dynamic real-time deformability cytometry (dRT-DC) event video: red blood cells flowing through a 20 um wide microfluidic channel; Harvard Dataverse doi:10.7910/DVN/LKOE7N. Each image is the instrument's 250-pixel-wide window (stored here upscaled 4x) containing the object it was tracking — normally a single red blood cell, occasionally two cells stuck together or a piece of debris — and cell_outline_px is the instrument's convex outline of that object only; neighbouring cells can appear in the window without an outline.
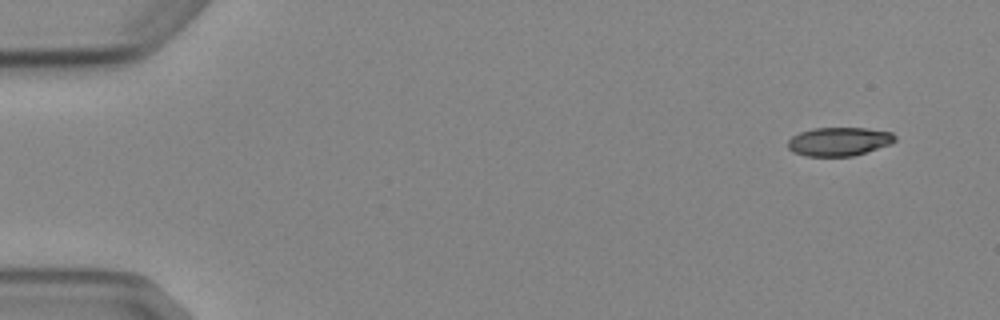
{"species": "Egyptian fruit bat (a non-hibernating species)", "species_latin": "Rousettus aegyptiacus", "temperature_condition": "cold", "stored_images_in_passage": 6, "camera_frame_rate_fps": 3000, "um_per_image_px": 0.085, "animal": {"sex": "female"}, "frame": {"image": 1, "passage_image": 1, "time_ms": 0.0, "image_size_px": [1000, 320], "cell_outline_px": [[896, 140], [892, 144], [852, 156], [804, 156], [792, 152], [788, 148], [788, 140], [792, 136], [800, 132], [812, 128], [868, 128], [892, 132], [896, 136]], "centroid_in_image_um": [71.32, 12.03], "position_along_channel_um": 13.7, "area_um2": 18.03}}
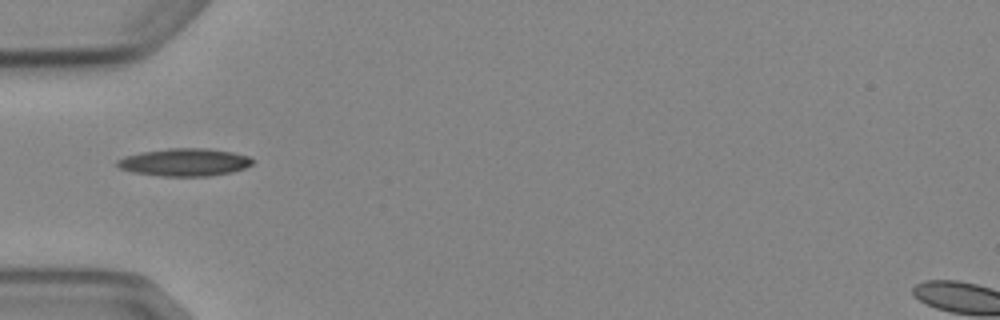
{"frame": {"image": 2, "passage_image": 5, "time_ms": 4.667, "image_size_px": [1000, 320], "cell_outline_px": [[252, 164], [244, 168], [232, 172], [208, 176], [160, 176], [132, 172], [120, 168], [116, 164], [116, 160], [124, 156], [140, 152], [168, 148], [208, 148], [232, 152], [248, 156], [252, 160]], "centroid_in_image_um": [15.65, 13.78], "position_along_channel_um": 69.3, "area_um2": 21.85}}
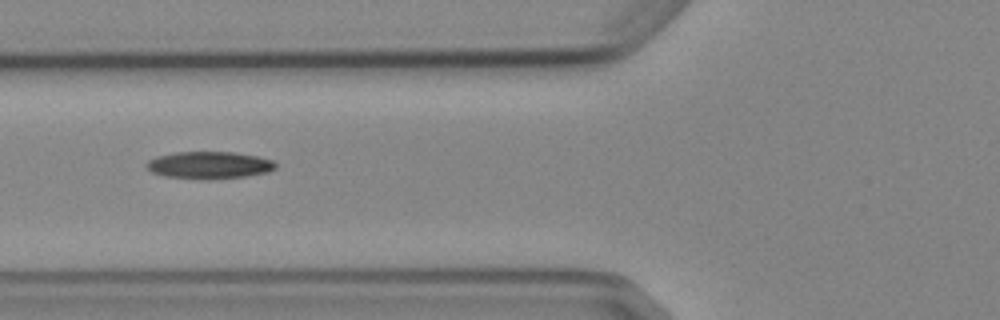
{"frame": {"image": 3, "passage_image": 6, "time_ms": 5.667, "image_size_px": [1000, 320], "cell_outline_px": [[276, 168], [268, 172], [248, 176], [208, 180], [200, 180], [164, 176], [152, 172], [144, 164], [148, 160], [156, 156], [176, 152], [232, 152], [256, 156], [272, 160], [276, 164]], "centroid_in_image_um": [17.76, 14.05], "position_along_channel_um": 108.0, "area_um2": 20.69}}